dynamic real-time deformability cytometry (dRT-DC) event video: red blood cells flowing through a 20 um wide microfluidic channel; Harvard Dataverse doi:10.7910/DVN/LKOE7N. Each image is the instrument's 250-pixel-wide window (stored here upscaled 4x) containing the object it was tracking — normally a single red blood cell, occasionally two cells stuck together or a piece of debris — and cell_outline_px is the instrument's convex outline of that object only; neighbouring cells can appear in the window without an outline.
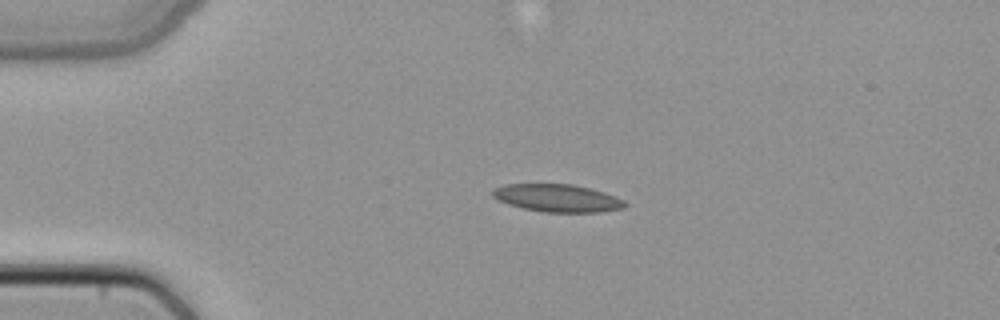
{"species": "common noctule bat (a hibernating species)", "species_latin": "Nyctalus noctula", "temperature_condition": "cold", "stored_images_in_passage": 4, "camera_frame_rate_fps": 3000, "um_per_image_px": 0.085, "animal": {"sex": "female", "body_mass_g": 22.7, "forearm_length_mm": 54.2}, "frame": {"image": 1, "passage_image": 3, "time_ms": 0.667, "image_size_px": [1000, 320], "cell_outline_px": [[628, 204], [624, 208], [600, 212], [544, 212], [524, 208], [508, 204], [492, 196], [492, 188], [504, 184], [572, 184], [604, 192], [616, 196], [624, 200]], "centroid_in_image_um": [47.39, 16.83], "position_along_channel_um": 37.6, "area_um2": 21.33}}